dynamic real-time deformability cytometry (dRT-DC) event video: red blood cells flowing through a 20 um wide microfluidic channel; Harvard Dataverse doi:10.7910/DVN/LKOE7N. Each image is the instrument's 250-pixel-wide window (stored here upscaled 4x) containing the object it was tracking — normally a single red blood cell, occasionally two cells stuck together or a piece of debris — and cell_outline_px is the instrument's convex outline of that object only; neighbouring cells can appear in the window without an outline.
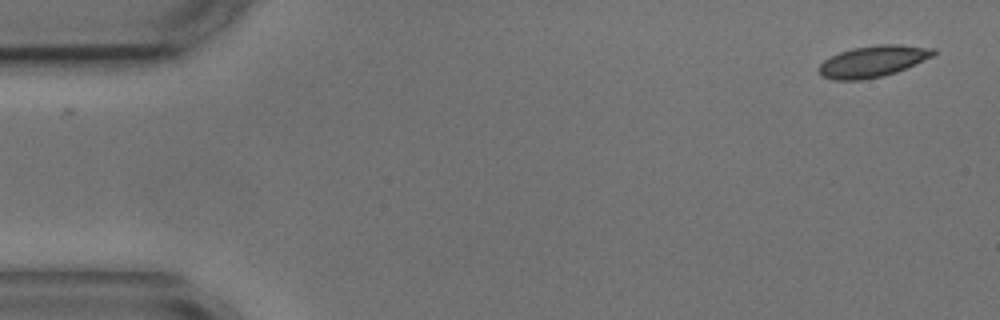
{"species": "common noctule bat (a hibernating species)", "species_latin": "Nyctalus noctula", "temperature_condition": "cold", "stored_images_in_passage": 3, "camera_frame_rate_fps": 3000, "um_per_image_px": 0.085, "animal": {"sex": "male", "body_mass_g": 17.9, "forearm_length_mm": 54.2}, "frame": {"image": 1, "passage_image": 1, "time_ms": 0.0, "image_size_px": [1000, 320], "cell_outline_px": [[936, 56], [896, 72], [884, 76], [860, 80], [836, 80], [824, 76], [816, 68], [824, 60], [840, 52], [852, 48], [876, 44], [900, 44], [936, 48]], "centroid_in_image_um": [74.26, 5.2], "position_along_channel_um": 10.7, "area_um2": 21.15}}